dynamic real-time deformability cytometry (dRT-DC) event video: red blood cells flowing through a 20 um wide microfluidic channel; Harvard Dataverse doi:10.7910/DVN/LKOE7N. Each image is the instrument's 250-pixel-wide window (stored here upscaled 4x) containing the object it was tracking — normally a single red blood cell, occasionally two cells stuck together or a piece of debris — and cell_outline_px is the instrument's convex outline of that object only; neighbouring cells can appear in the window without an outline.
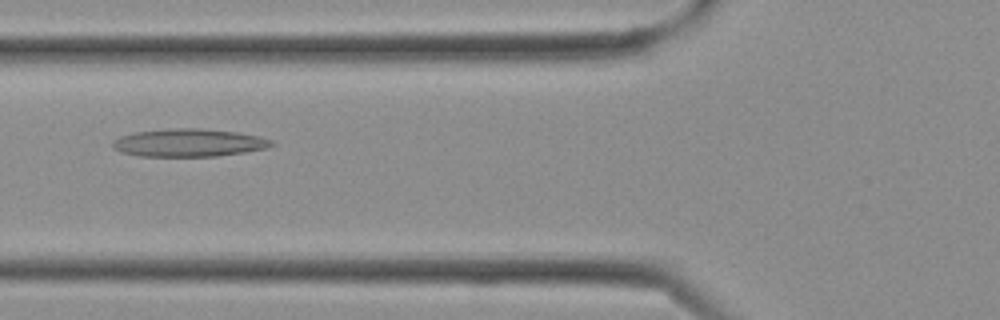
{"species": "Egyptian fruit bat (a non-hibernating species)", "species_latin": "Rousettus aegyptiacus", "temperature_condition": "cold", "stored_images_in_passage": 30, "camera_frame_rate_fps": 3000, "um_per_image_px": 0.085, "frame": {"image": 1, "passage_image": 11, "time_ms": 3.333, "image_size_px": [1000, 320], "cell_outline_px": [[276, 144], [268, 148], [244, 152], [216, 156], [140, 156], [124, 152], [112, 148], [112, 140], [120, 136], [136, 132], [176, 128], [200, 128], [236, 132], [260, 136], [272, 140]], "centroid_in_image_um": [16.08, 12.13], "position_along_channel_um": 109.7, "area_um2": 25.72}}
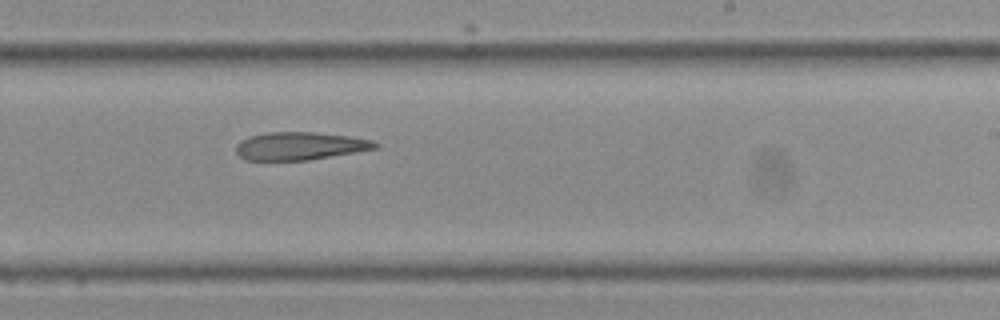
{"frame": {"image": 2, "passage_image": 18, "time_ms": 5.667, "image_size_px": [1000, 320], "cell_outline_px": [[380, 148], [308, 160], [244, 160], [236, 152], [236, 144], [240, 140], [248, 136], [268, 132], [316, 132], [348, 136], [372, 140], [380, 144]], "centroid_in_image_um": [25.49, 12.4], "position_along_channel_um": 263.5, "area_um2": 22.77}}
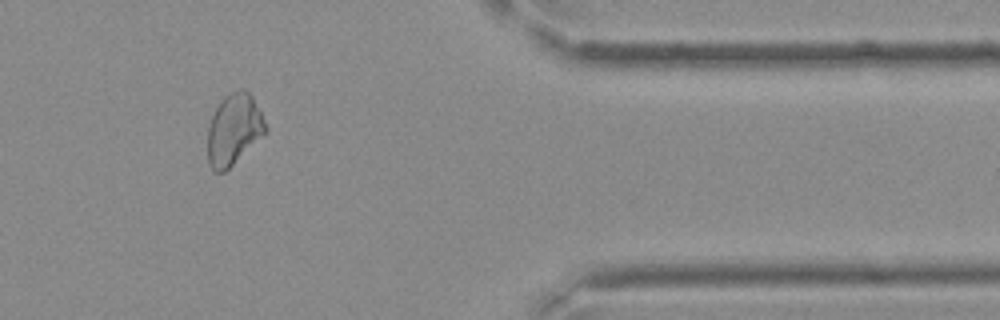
{"frame": {"image": 3, "passage_image": 25, "time_ms": 8.0, "image_size_px": [1000, 320], "cell_outline_px": [[268, 132], [224, 172], [212, 172], [208, 164], [208, 124], [220, 100], [224, 96], [240, 88], [244, 88], [252, 96], [268, 128]], "centroid_in_image_um": [19.87, 11.01], "position_along_channel_um": 391.5, "area_um2": 24.1}}